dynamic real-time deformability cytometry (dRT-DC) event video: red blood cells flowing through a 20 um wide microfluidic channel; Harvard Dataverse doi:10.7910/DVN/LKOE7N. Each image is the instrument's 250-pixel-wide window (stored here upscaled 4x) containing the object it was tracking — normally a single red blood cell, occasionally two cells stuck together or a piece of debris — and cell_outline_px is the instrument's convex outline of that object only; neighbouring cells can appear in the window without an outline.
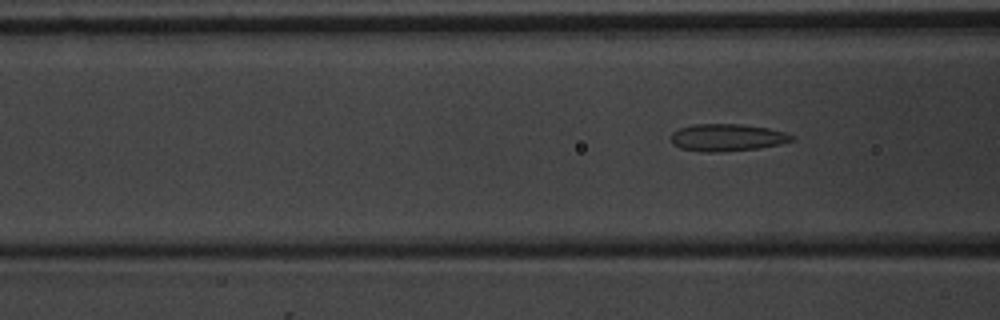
{"species": "common noctule bat (a hibernating species)", "species_latin": "Nyctalus noctula", "temperature_condition": "warm", "stored_images_in_passage": 9, "camera_frame_rate_fps": 3000, "um_per_image_px": 0.085, "animal": {"sex": "male", "body_mass_g": 20.1, "forearm_length_mm": 53.5}, "frame": {"image": 1, "passage_image": 5, "time_ms": 5.667, "image_size_px": [1000, 320], "cell_outline_px": [[796, 140], [780, 144], [756, 148], [724, 152], [704, 152], [680, 148], [672, 144], [672, 132], [680, 128], [692, 124], [740, 124], [768, 128], [784, 132], [796, 136]], "centroid_in_image_um": [61.82, 11.69], "position_along_channel_um": 104.8, "area_um2": 19.25}}
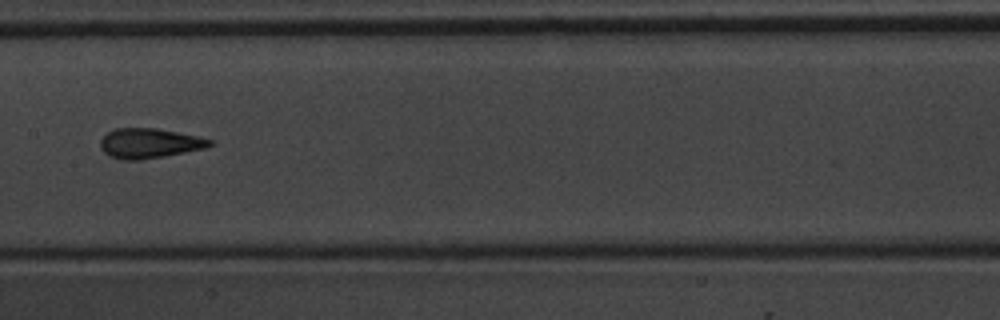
{"frame": {"image": 2, "passage_image": 7, "time_ms": 8.0, "image_size_px": [1000, 320], "cell_outline_px": [[212, 144], [208, 148], [140, 160], [124, 160], [108, 156], [100, 148], [100, 140], [108, 132], [116, 128], [156, 128], [196, 136], [212, 140]], "centroid_in_image_um": [12.67, 12.18], "position_along_channel_um": 194.7, "area_um2": 18.96}}
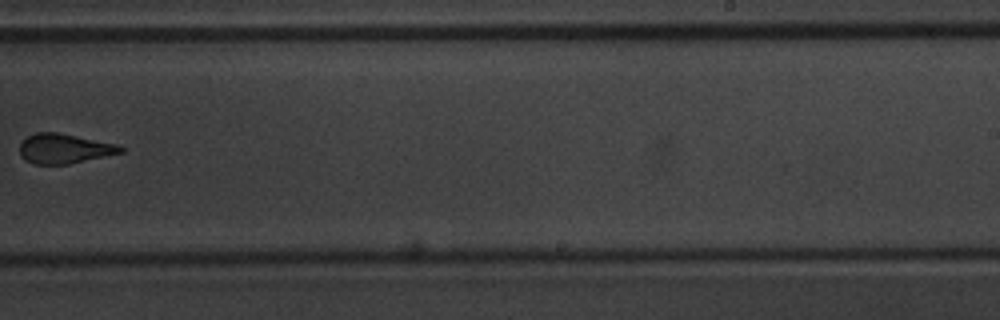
{"frame": {"image": 3, "passage_image": 9, "time_ms": 10.333, "image_size_px": [1000, 320], "cell_outline_px": [[124, 152], [68, 164], [36, 164], [24, 160], [20, 156], [20, 144], [28, 136], [36, 132], [56, 132], [116, 144], [124, 148]], "centroid_in_image_um": [5.44, 12.64], "position_along_channel_um": 283.6, "area_um2": 17.28}}